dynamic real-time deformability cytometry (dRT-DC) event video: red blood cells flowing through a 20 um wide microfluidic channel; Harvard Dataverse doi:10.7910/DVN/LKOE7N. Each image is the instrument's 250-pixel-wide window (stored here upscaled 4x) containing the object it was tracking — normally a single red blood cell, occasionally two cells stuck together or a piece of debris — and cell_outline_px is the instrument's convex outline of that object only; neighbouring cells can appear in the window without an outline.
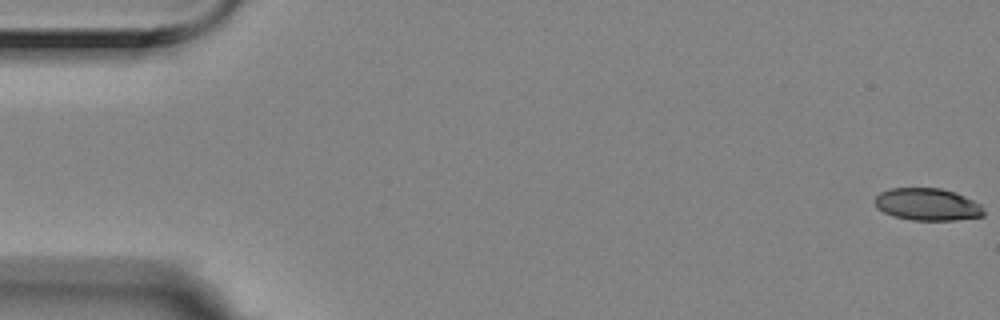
{"species": "Egyptian fruit bat (a non-hibernating species)", "species_latin": "Rousettus aegyptiacus", "temperature_condition": "room temperature", "stored_images_in_passage": 6, "camera_frame_rate_fps": 3000, "um_per_image_px": 0.085, "animal": {"sex": "female"}, "frame": {"image": 1, "passage_image": 1, "time_ms": 0.0, "image_size_px": [1000, 320], "cell_outline_px": [[984, 216], [956, 220], [912, 220], [892, 216], [876, 208], [872, 200], [880, 192], [888, 188], [940, 188], [956, 192], [980, 204], [984, 212]], "centroid_in_image_um": [78.78, 17.37], "position_along_channel_um": 6.2, "area_um2": 20.69}}
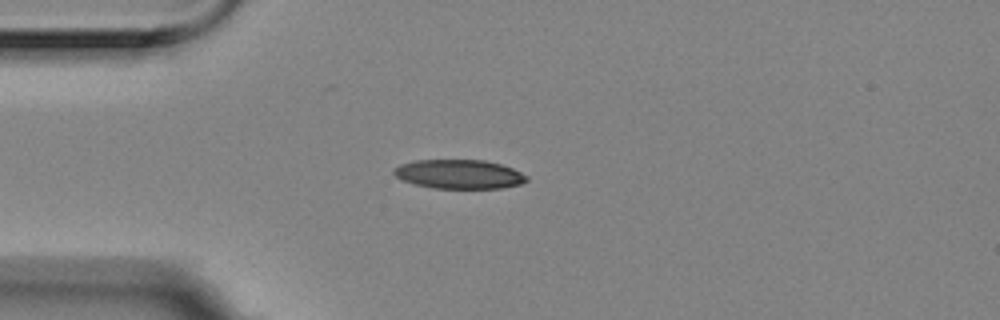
{"frame": {"image": 2, "passage_image": 5, "time_ms": 1.333, "image_size_px": [1000, 320], "cell_outline_px": [[528, 180], [520, 184], [504, 188], [432, 188], [400, 180], [392, 172], [400, 164], [416, 160], [484, 160], [500, 164], [512, 168], [528, 176]], "centroid_in_image_um": [39.03, 14.81], "position_along_channel_um": 46.0, "area_um2": 22.48}}